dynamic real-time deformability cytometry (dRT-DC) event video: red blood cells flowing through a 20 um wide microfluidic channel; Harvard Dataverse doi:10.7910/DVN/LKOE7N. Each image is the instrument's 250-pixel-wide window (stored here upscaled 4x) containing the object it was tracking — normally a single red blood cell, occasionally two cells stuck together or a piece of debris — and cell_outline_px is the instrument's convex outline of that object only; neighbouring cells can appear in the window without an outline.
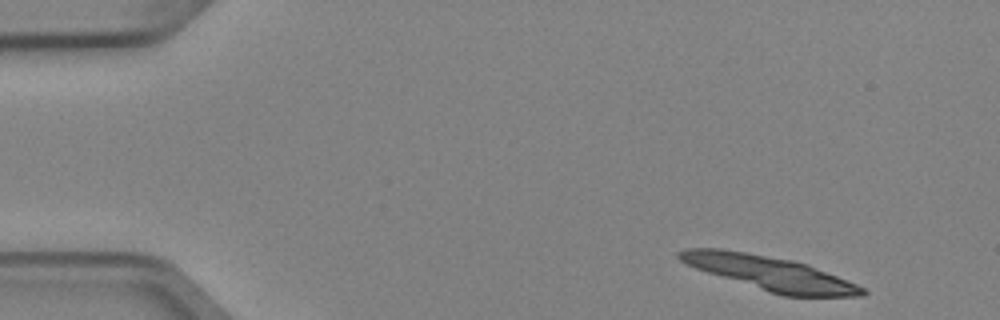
{"species": "Egyptian fruit bat (a non-hibernating species)", "species_latin": "Rousettus aegyptiacus", "temperature_condition": "cold", "stored_images_in_passage": 4, "camera_frame_rate_fps": 3000, "um_per_image_px": 0.085, "animal": {"sex": "female"}, "frame": {"image": 1, "passage_image": 1, "time_ms": 0.0, "image_size_px": [1000, 320], "cell_outline_px": [[868, 292], [864, 296], [780, 296], [696, 268], [680, 260], [676, 256], [676, 252], [688, 248], [720, 248], [792, 260], [808, 264], [856, 284], [864, 288]], "centroid_in_image_um": [65.44, 23.22], "position_along_channel_um": 19.6, "area_um2": 35.89}}